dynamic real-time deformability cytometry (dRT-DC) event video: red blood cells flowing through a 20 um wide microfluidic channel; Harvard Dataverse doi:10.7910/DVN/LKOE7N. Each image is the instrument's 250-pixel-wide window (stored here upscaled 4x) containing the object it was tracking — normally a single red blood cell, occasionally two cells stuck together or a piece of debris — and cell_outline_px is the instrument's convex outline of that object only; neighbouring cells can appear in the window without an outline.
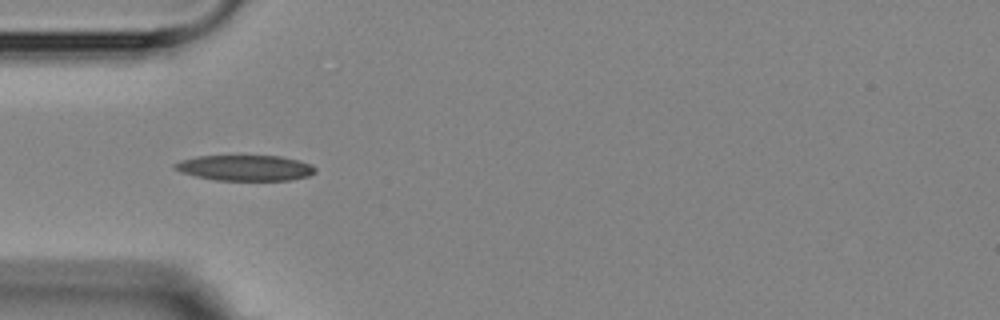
{"species": "Egyptian fruit bat (a non-hibernating species)", "species_latin": "Rousettus aegyptiacus", "temperature_condition": "room temperature", "stored_images_in_passage": 7, "camera_frame_rate_fps": 3000, "um_per_image_px": 0.085, "animal": {"sex": "female"}, "frame": {"image": 1, "passage_image": 6, "time_ms": 6.0, "image_size_px": [1000, 320], "cell_outline_px": [[316, 172], [308, 176], [292, 180], [216, 180], [196, 176], [180, 172], [172, 168], [172, 164], [196, 156], [280, 156], [312, 164], [316, 168]], "centroid_in_image_um": [20.84, 14.27], "position_along_channel_um": 64.2, "area_um2": 20.92}}
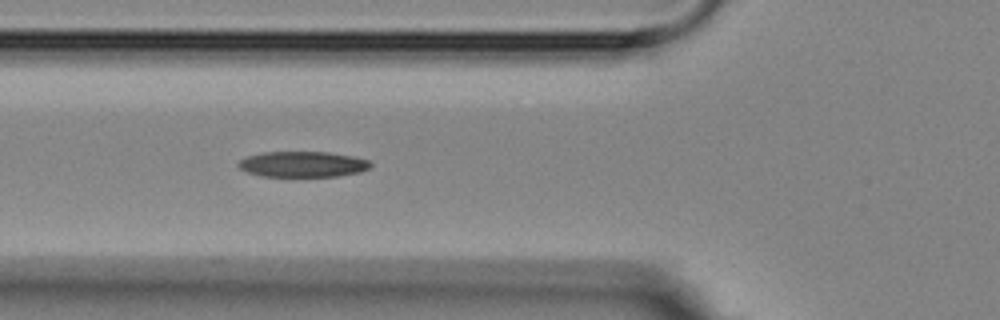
{"frame": {"image": 2, "passage_image": 7, "time_ms": 7.0, "image_size_px": [1000, 320], "cell_outline_px": [[372, 164], [368, 168], [360, 172], [336, 176], [260, 176], [248, 172], [240, 168], [236, 164], [240, 160], [248, 156], [264, 152], [328, 152], [352, 156], [368, 160]], "centroid_in_image_um": [25.72, 13.96], "position_along_channel_um": 100.1, "area_um2": 19.59}}